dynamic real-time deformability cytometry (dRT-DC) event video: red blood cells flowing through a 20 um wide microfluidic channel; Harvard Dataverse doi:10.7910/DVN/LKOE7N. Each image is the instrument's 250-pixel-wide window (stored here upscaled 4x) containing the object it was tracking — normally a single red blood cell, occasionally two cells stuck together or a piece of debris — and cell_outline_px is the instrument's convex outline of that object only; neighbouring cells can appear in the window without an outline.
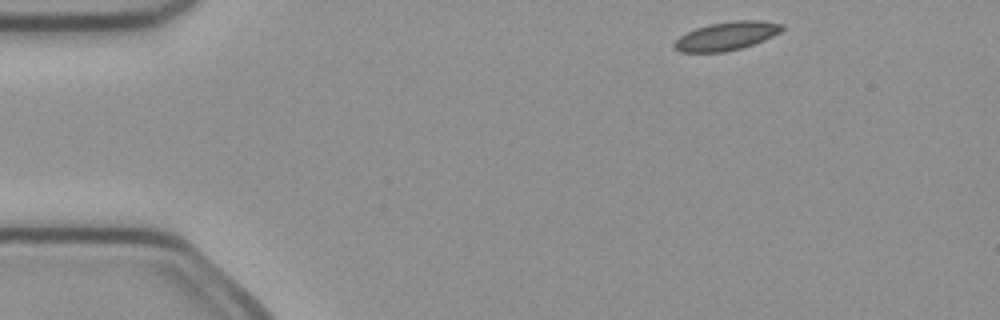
{"species": "common noctule bat (a hibernating species)", "species_latin": "Nyctalus noctula", "temperature_condition": "cold", "stored_images_in_passage": 3, "camera_frame_rate_fps": 3000, "um_per_image_px": 0.085, "animal": {"sex": "female", "body_mass_g": 21.9}, "frame": {"image": 1, "passage_image": 1, "time_ms": 0.0, "image_size_px": [1000, 320], "cell_outline_px": [[784, 28], [780, 32], [764, 40], [740, 48], [724, 52], [680, 52], [672, 48], [672, 44], [680, 36], [696, 28], [708, 24], [736, 20], [760, 20], [784, 24]], "centroid_in_image_um": [61.74, 3.06], "position_along_channel_um": 23.3, "area_um2": 17.86}}